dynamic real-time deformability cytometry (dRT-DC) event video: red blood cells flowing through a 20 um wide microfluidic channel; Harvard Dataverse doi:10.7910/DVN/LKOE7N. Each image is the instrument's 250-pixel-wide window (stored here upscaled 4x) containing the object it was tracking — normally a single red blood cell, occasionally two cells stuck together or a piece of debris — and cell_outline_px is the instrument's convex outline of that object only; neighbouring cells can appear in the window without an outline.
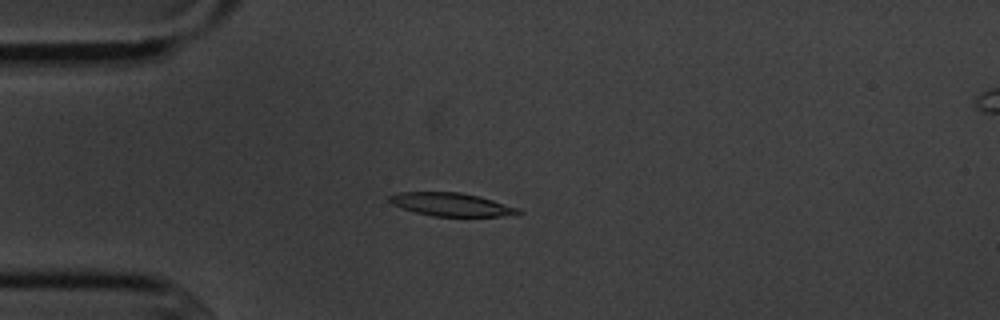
{"species": "common noctule bat (a hibernating species)", "species_latin": "Nyctalus noctula", "temperature_condition": "cold", "stored_images_in_passage": 5, "camera_frame_rate_fps": 3000, "um_per_image_px": 0.085, "animal": {"sex": "male", "body_mass_g": 20.1, "forearm_length_mm": 53.5}, "frame": {"image": 1, "passage_image": 5, "time_ms": 4.667, "image_size_px": [1000, 320], "cell_outline_px": [[524, 212], [500, 216], [432, 216], [416, 212], [392, 204], [388, 200], [388, 196], [396, 192], [460, 192], [480, 196], [520, 208]], "centroid_in_image_um": [38.36, 17.37], "position_along_channel_um": 46.6, "area_um2": 17.4}}